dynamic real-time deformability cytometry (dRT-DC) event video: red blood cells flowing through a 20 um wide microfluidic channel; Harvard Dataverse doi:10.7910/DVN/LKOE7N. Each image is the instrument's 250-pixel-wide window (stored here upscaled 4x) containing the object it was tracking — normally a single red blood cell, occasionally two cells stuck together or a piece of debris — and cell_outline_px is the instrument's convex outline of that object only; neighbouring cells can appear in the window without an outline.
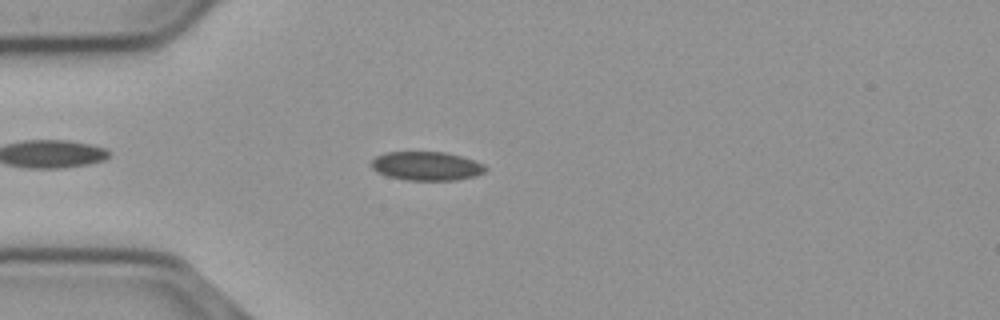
{"species": "common noctule bat (a hibernating species)", "species_latin": "Nyctalus noctula", "temperature_condition": "cold", "stored_images_in_passage": 50, "camera_frame_rate_fps": 3000, "um_per_image_px": 0.085, "animal": {"sex": "male", "body_mass_g": 23.1, "forearm_length_mm": 52.7}, "frame": {"image": 1, "passage_image": 10, "time_ms": 3.0, "image_size_px": [1000, 320], "cell_outline_px": [[488, 168], [484, 172], [476, 176], [456, 180], [408, 180], [388, 176], [376, 172], [372, 168], [372, 160], [376, 156], [384, 152], [448, 152], [484, 164]], "centroid_in_image_um": [36.26, 14.11], "position_along_channel_um": 48.7, "area_um2": 19.19}}
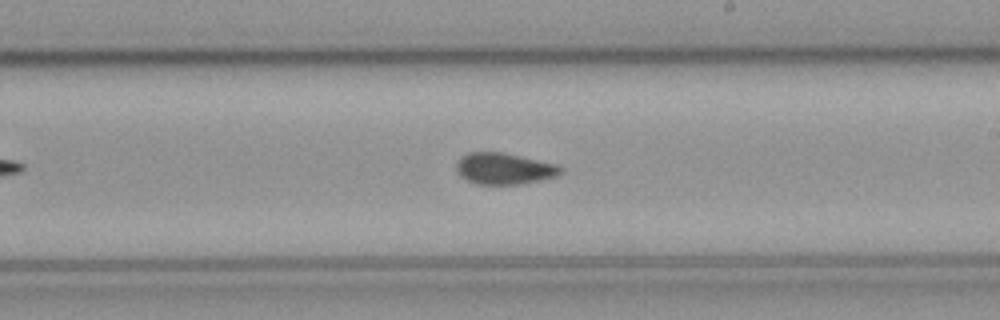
{"frame": {"image": 2, "passage_image": 27, "time_ms": 8.667, "image_size_px": [1000, 320], "cell_outline_px": [[564, 172], [556, 176], [540, 180], [520, 184], [476, 184], [460, 176], [456, 172], [456, 164], [460, 156], [468, 152], [504, 152], [556, 164], [564, 168]], "centroid_in_image_um": [42.84, 14.32], "position_along_channel_um": 246.2, "area_um2": 19.25}}
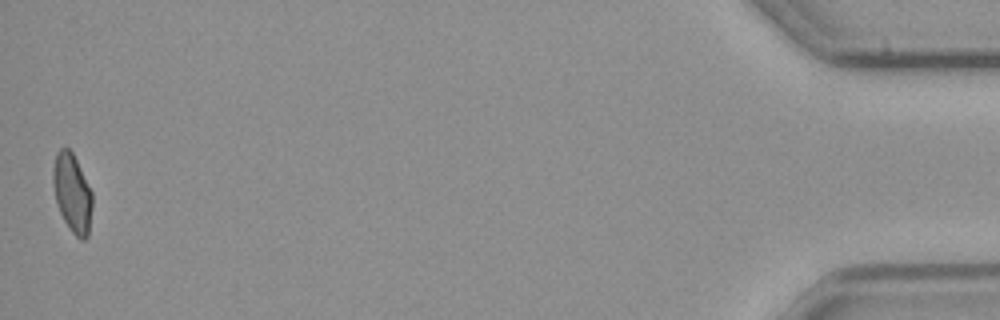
{"frame": {"image": 3, "passage_image": 50, "time_ms": 16.333, "image_size_px": [1000, 320], "cell_outline_px": [[92, 208], [88, 236], [84, 240], [80, 240], [72, 232], [64, 220], [60, 212], [56, 200], [52, 184], [52, 168], [56, 152], [60, 148], [68, 148], [72, 152], [92, 192]], "centroid_in_image_um": [6.13, 16.41], "position_along_channel_um": 429.1, "area_um2": 17.98}, "authors_computed_cell_mechanics": {"area_um2": 19.1318, "velocity_mm_per_s": 3.6965, "shape_relaxation_time_tau1_ms": null, "shape_relaxation_time_tau2_ms": 1.2694, "deformation_change_tau1": null, "deformation_change_tau2": 0.0597}}